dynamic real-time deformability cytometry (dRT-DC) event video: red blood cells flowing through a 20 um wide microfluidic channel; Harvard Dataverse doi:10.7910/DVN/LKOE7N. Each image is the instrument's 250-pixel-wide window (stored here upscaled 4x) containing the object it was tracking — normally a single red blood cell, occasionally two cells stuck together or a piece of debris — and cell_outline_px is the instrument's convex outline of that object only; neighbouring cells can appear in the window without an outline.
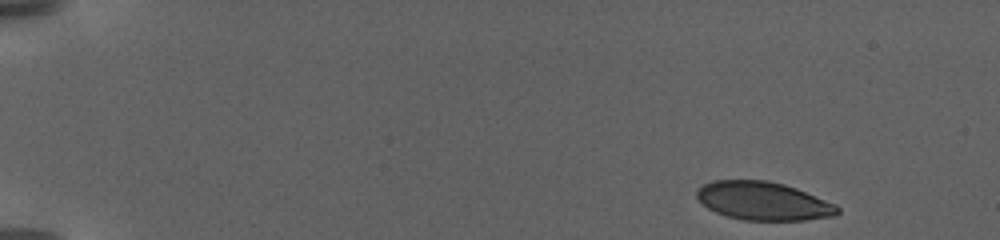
{"species": "human", "species_latin": "Homo sapiens", "temperature_condition": "warm", "stored_images_in_passage": 11, "camera_frame_rate_fps": 3000, "um_per_image_px": 0.085, "donor": {"sex": "female"}, "frame": {"image": 1, "passage_image": 1, "time_ms": 0.0, "image_size_px": [1000, 240], "cell_outline_px": [[840, 212], [836, 216], [804, 220], [744, 220], [728, 216], [716, 212], [708, 208], [696, 196], [696, 188], [712, 180], [768, 180], [784, 184], [796, 188], [836, 204], [840, 208]], "centroid_in_image_um": [64.89, 17.08], "position_along_channel_um": 20.1, "area_um2": 31.5}}
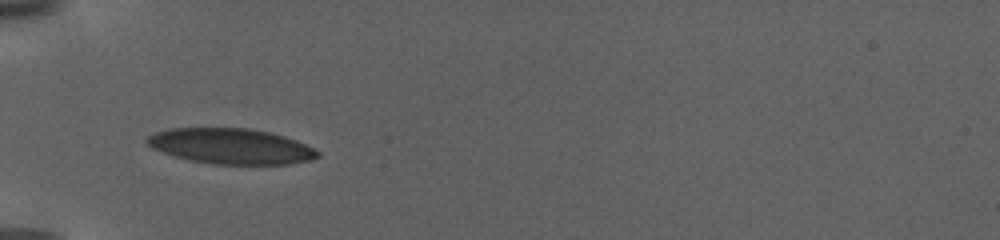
{"frame": {"image": 2, "passage_image": 7, "time_ms": 6.0, "image_size_px": [1000, 240], "cell_outline_px": [[320, 156], [312, 160], [292, 164], [212, 164], [188, 160], [172, 156], [152, 148], [144, 140], [148, 136], [156, 132], [168, 128], [248, 128], [272, 132], [296, 140], [320, 152]], "centroid_in_image_um": [19.62, 12.43], "position_along_channel_um": 65.4, "area_um2": 35.55}}
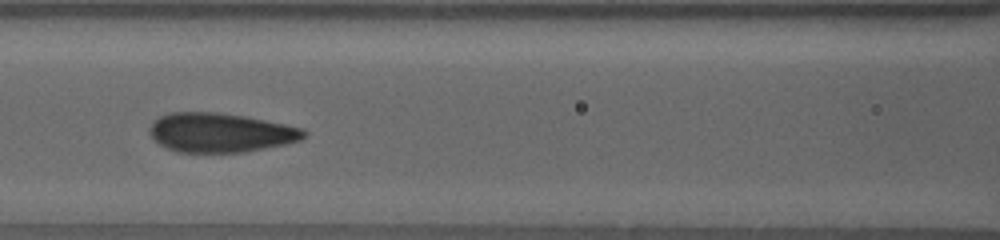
{"frame": {"image": 3, "passage_image": 10, "time_ms": 9.0, "image_size_px": [1000, 240], "cell_outline_px": [[308, 132], [300, 140], [284, 144], [244, 152], [176, 152], [164, 148], [148, 132], [148, 128], [152, 120], [160, 116], [172, 112], [216, 112], [244, 116], [304, 128]], "centroid_in_image_um": [18.69, 11.27], "position_along_channel_um": 147.9, "area_um2": 35.32}}